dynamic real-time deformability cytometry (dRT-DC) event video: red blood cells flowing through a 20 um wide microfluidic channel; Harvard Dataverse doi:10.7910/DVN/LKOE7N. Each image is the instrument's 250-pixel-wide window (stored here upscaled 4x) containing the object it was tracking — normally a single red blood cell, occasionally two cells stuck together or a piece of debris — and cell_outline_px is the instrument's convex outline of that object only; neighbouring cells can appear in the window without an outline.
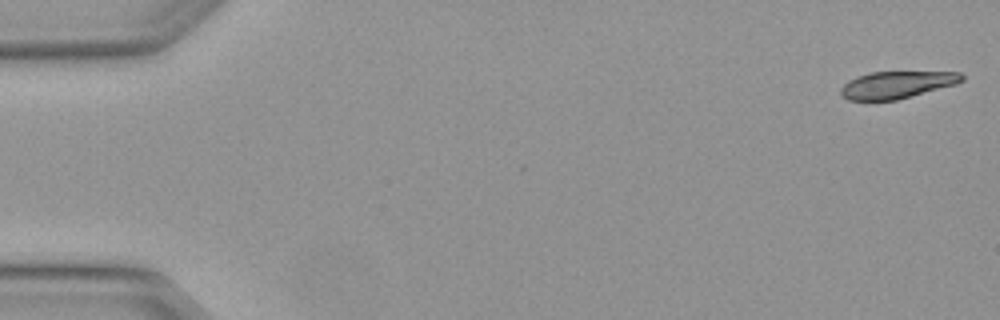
{"species": "Egyptian fruit bat (a non-hibernating species)", "species_latin": "Rousettus aegyptiacus", "temperature_condition": "warm", "stored_images_in_passage": 4, "camera_frame_rate_fps": 3000, "um_per_image_px": 0.085, "animal": {"sex": "female"}, "frame": {"image": 1, "passage_image": 1, "time_ms": 0.0, "image_size_px": [1000, 320], "cell_outline_px": [[964, 80], [956, 84], [896, 100], [848, 100], [840, 92], [840, 88], [848, 80], [856, 76], [872, 72], [960, 72], [964, 76]], "centroid_in_image_um": [76.22, 7.2], "position_along_channel_um": 8.8, "area_um2": 19.02}}
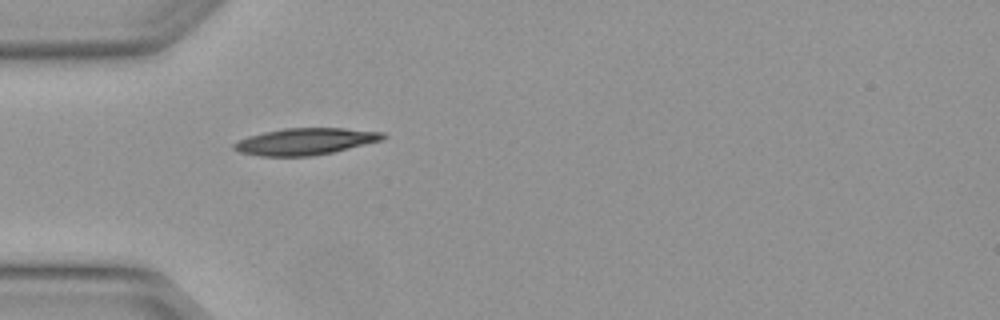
{"frame": {"image": 2, "passage_image": 4, "time_ms": 1.0, "image_size_px": [1000, 320], "cell_outline_px": [[388, 136], [384, 140], [332, 152], [312, 156], [260, 156], [240, 152], [232, 148], [232, 144], [236, 140], [248, 136], [264, 132], [284, 128], [344, 128], [384, 132]], "centroid_in_image_um": [25.96, 12.02], "position_along_channel_um": 59.0, "area_um2": 23.35}}